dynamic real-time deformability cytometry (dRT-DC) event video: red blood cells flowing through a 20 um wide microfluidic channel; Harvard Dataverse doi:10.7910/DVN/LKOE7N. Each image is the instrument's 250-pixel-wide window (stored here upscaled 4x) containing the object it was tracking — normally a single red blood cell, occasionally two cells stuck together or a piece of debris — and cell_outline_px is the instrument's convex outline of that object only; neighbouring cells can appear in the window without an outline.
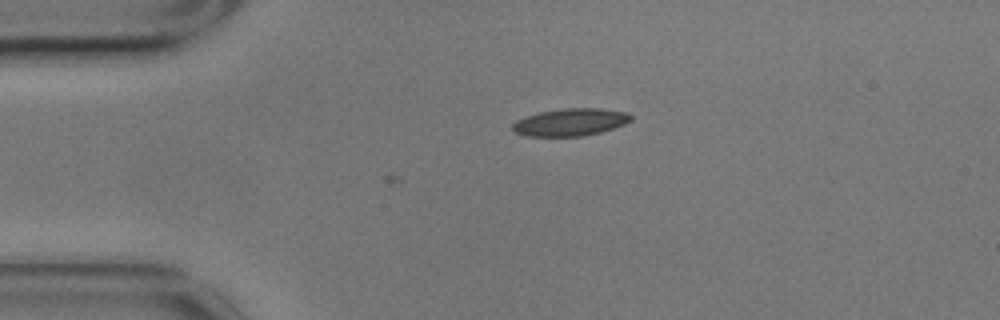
{"species": "common noctule bat (a hibernating species)", "species_latin": "Nyctalus noctula", "temperature_condition": "cold", "stored_images_in_passage": 4, "camera_frame_rate_fps": 3000, "um_per_image_px": 0.085, "animal": {"sex": "male", "body_mass_g": 17.9}, "frame": {"image": 1, "passage_image": 1, "time_ms": 0.0, "image_size_px": [1000, 320], "cell_outline_px": [[632, 120], [624, 124], [600, 132], [584, 136], [528, 136], [516, 132], [512, 128], [512, 124], [516, 120], [540, 112], [564, 108], [600, 108], [624, 112], [632, 116]], "centroid_in_image_um": [48.49, 10.38], "position_along_channel_um": 36.5, "area_um2": 18.67}}